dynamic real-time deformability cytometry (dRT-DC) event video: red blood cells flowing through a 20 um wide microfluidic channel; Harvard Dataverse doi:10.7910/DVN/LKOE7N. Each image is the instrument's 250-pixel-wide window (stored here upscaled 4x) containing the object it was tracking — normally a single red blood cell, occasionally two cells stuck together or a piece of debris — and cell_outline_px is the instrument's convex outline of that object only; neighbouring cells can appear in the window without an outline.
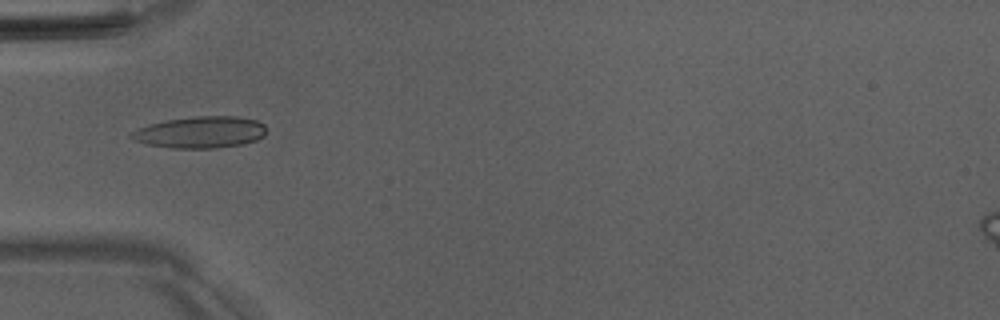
{"species": "Egyptian fruit bat (a non-hibernating species)", "species_latin": "Rousettus aegyptiacus", "temperature_condition": "room temperature", "stored_images_in_passage": 40, "camera_frame_rate_fps": 3000, "um_per_image_px": 0.085, "animal": {"sex": "male"}, "frame": {"image": 1, "passage_image": 6, "time_ms": 1.667, "image_size_px": [1000, 320], "cell_outline_px": [[268, 132], [264, 136], [256, 140], [244, 144], [216, 148], [172, 148], [148, 144], [136, 140], [128, 136], [132, 132], [148, 124], [168, 120], [196, 116], [236, 116], [256, 120], [264, 124], [268, 128]], "centroid_in_image_um": [17.11, 11.24], "position_along_channel_um": 67.9, "area_um2": 24.91}}
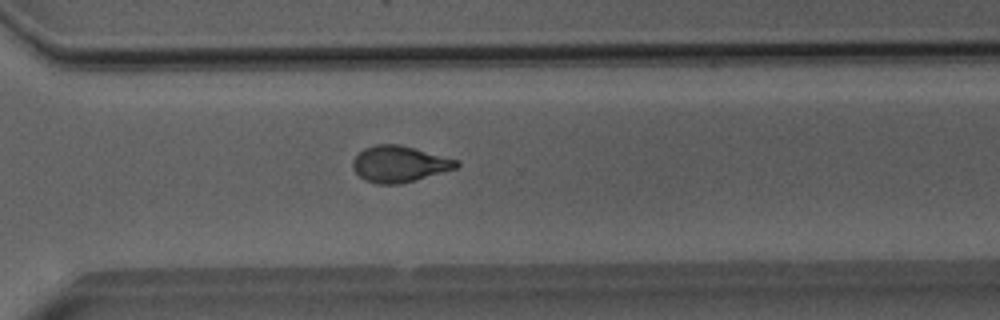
{"frame": {"image": 2, "passage_image": 26, "time_ms": 8.333, "image_size_px": [1000, 320], "cell_outline_px": [[460, 164], [456, 168], [400, 184], [376, 184], [364, 180], [352, 168], [352, 160], [364, 148], [376, 144], [400, 144], [460, 160]], "centroid_in_image_um": [33.94, 13.93], "position_along_channel_um": 336.7, "area_um2": 21.91}}
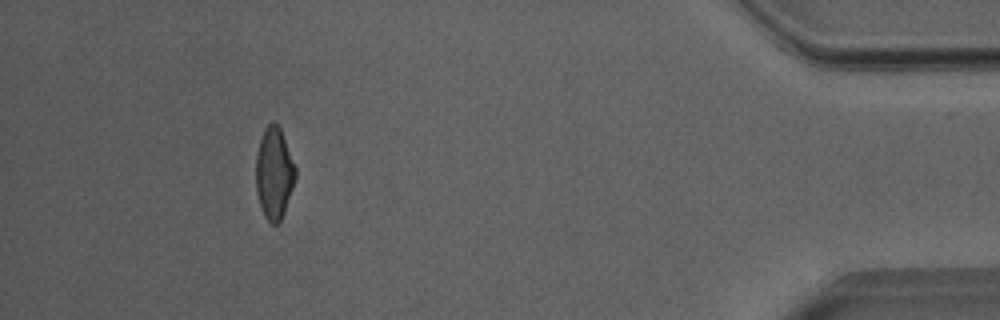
{"frame": {"image": 3, "passage_image": 36, "time_ms": 11.667, "image_size_px": [1000, 320], "cell_outline_px": [[296, 180], [280, 224], [272, 224], [264, 216], [256, 192], [256, 156], [260, 140], [264, 128], [272, 120], [280, 128], [296, 168]], "centroid_in_image_um": [23.31, 14.75], "position_along_channel_um": 411.9, "area_um2": 21.21}, "authors_computed_cell_mechanics": {"area_um2": 21.7328, "velocity_mm_per_s": 4.04, "shape_relaxation_time_tau1_ms": 5.0318, "shape_relaxation_time_tau2_ms": 1.6115, "deformation_change_tau1": 0.1737, "deformation_change_tau2": 0.085}}